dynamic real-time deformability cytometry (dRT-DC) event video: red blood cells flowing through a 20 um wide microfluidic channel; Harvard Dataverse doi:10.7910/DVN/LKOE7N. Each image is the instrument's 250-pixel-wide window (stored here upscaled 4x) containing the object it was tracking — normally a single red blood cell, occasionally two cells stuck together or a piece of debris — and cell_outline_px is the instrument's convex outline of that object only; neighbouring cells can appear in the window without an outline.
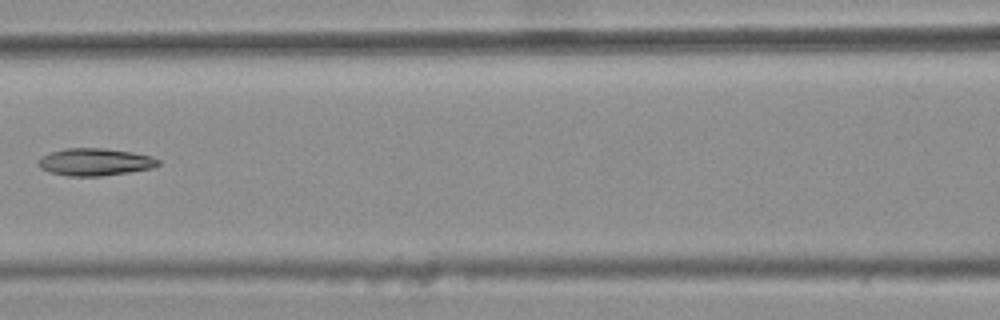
{"species": "common noctule bat (a hibernating species)", "species_latin": "Nyctalus noctula", "temperature_condition": "warm", "stored_images_in_passage": 3, "camera_frame_rate_fps": 3000, "um_per_image_px": 0.085, "animal": {"sex": "female", "body_mass_g": 25.1}, "frame": {"image": 1, "passage_image": 3, "time_ms": 0.667, "image_size_px": [1000, 320], "cell_outline_px": [[160, 164], [152, 168], [128, 172], [100, 176], [68, 176], [48, 172], [40, 168], [36, 164], [40, 156], [64, 148], [104, 148], [132, 152], [152, 156], [160, 160]], "centroid_in_image_um": [8.04, 13.76], "position_along_channel_um": 158.6, "area_um2": 19.25}}